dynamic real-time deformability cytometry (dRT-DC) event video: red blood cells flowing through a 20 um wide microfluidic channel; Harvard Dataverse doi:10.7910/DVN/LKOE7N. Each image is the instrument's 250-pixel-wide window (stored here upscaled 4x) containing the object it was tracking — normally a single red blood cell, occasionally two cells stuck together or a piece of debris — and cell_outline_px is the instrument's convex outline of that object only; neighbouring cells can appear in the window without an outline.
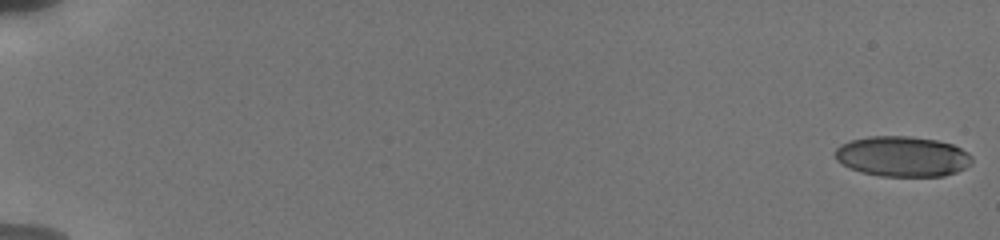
{"species": "human", "species_latin": "Homo sapiens", "temperature_condition": "cold", "stored_images_in_passage": 41, "camera_frame_rate_fps": 3000, "um_per_image_px": 0.085, "donor": {"sex": "male"}, "frame": {"image": 1, "passage_image": 1, "time_ms": 0.0, "image_size_px": [1000, 240], "cell_outline_px": [[972, 164], [956, 172], [944, 176], [880, 176], [860, 172], [848, 168], [836, 160], [836, 148], [840, 144], [852, 140], [868, 136], [908, 136], [936, 140], [952, 144], [968, 152], [972, 156]], "centroid_in_image_um": [76.7, 13.3], "position_along_channel_um": 8.3, "area_um2": 32.31}}
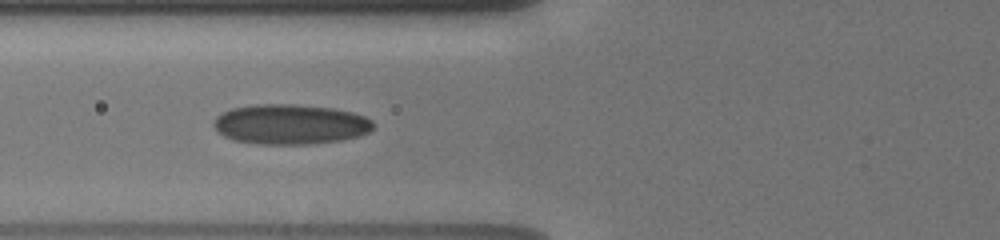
{"frame": {"image": 2, "passage_image": 16, "time_ms": 7.667, "image_size_px": [1000, 240], "cell_outline_px": [[372, 128], [368, 132], [360, 136], [340, 140], [312, 144], [256, 144], [232, 140], [216, 132], [212, 124], [216, 116], [232, 108], [256, 104], [296, 104], [332, 108], [352, 112], [364, 116], [372, 120]], "centroid_in_image_um": [24.63, 10.57], "position_along_channel_um": 101.2, "area_um2": 37.45}}
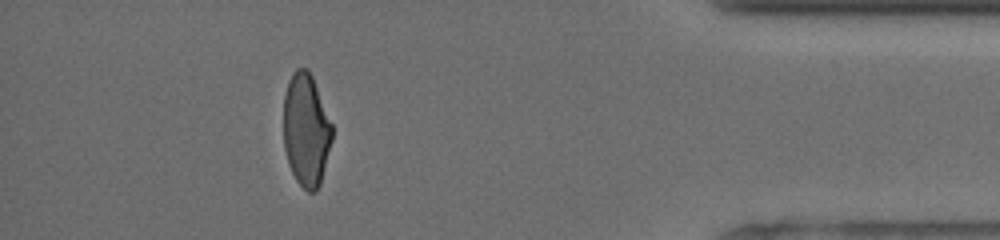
{"frame": {"image": 3, "passage_image": 35, "time_ms": 16.667, "image_size_px": [1000, 240], "cell_outline_px": [[332, 140], [320, 184], [316, 192], [308, 192], [296, 180], [288, 164], [284, 148], [284, 96], [288, 80], [296, 68], [308, 68], [312, 76], [332, 124]], "centroid_in_image_um": [26.01, 11.05], "position_along_channel_um": 409.2, "area_um2": 31.91}, "authors_computed_cell_mechanics": {"area_um2": 34.4488, "velocity_mm_per_s": 3.8379, "shape_relaxation_time_tau1_ms": 10.7841, "shape_relaxation_time_tau2_ms": 0.8956, "deformation_change_tau1": 0.2219, "deformation_change_tau2": 0.0651}}